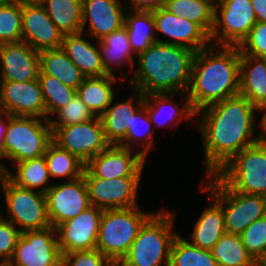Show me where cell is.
Listing matches in <instances>:
<instances>
[{"mask_svg":"<svg viewBox=\"0 0 266 266\" xmlns=\"http://www.w3.org/2000/svg\"><path fill=\"white\" fill-rule=\"evenodd\" d=\"M10 221L20 232L41 230L51 226L45 193L25 189L13 183L5 174L0 177Z\"/></svg>","mask_w":266,"mask_h":266,"instance_id":"cell-9","label":"cell"},{"mask_svg":"<svg viewBox=\"0 0 266 266\" xmlns=\"http://www.w3.org/2000/svg\"><path fill=\"white\" fill-rule=\"evenodd\" d=\"M169 266H217L212 251L198 248L179 234L171 246Z\"/></svg>","mask_w":266,"mask_h":266,"instance_id":"cell-36","label":"cell"},{"mask_svg":"<svg viewBox=\"0 0 266 266\" xmlns=\"http://www.w3.org/2000/svg\"><path fill=\"white\" fill-rule=\"evenodd\" d=\"M39 73L40 52L24 41L0 44L1 82L33 81Z\"/></svg>","mask_w":266,"mask_h":266,"instance_id":"cell-19","label":"cell"},{"mask_svg":"<svg viewBox=\"0 0 266 266\" xmlns=\"http://www.w3.org/2000/svg\"><path fill=\"white\" fill-rule=\"evenodd\" d=\"M38 79L46 105V119L50 120L49 114H54L66 106L75 97L77 90L63 84L51 75L39 74Z\"/></svg>","mask_w":266,"mask_h":266,"instance_id":"cell-37","label":"cell"},{"mask_svg":"<svg viewBox=\"0 0 266 266\" xmlns=\"http://www.w3.org/2000/svg\"><path fill=\"white\" fill-rule=\"evenodd\" d=\"M56 235L57 230L52 226L21 232L8 263L12 266H61L62 254Z\"/></svg>","mask_w":266,"mask_h":266,"instance_id":"cell-12","label":"cell"},{"mask_svg":"<svg viewBox=\"0 0 266 266\" xmlns=\"http://www.w3.org/2000/svg\"><path fill=\"white\" fill-rule=\"evenodd\" d=\"M257 22H266V0H251Z\"/></svg>","mask_w":266,"mask_h":266,"instance_id":"cell-47","label":"cell"},{"mask_svg":"<svg viewBox=\"0 0 266 266\" xmlns=\"http://www.w3.org/2000/svg\"><path fill=\"white\" fill-rule=\"evenodd\" d=\"M216 175L233 191L266 197V147L244 148Z\"/></svg>","mask_w":266,"mask_h":266,"instance_id":"cell-8","label":"cell"},{"mask_svg":"<svg viewBox=\"0 0 266 266\" xmlns=\"http://www.w3.org/2000/svg\"><path fill=\"white\" fill-rule=\"evenodd\" d=\"M174 96H175V93H151V94L145 95L144 104L146 105V109H147V112H148V115L150 117L152 124L160 126L161 124L163 125V124H165L164 122H167L169 120H171L170 123H172V120H173V125H174V122L176 125L177 124L176 121L179 120V117H180V119L181 118H183V119H186V118L189 119L190 118L191 119L193 116H195V112L191 108V105H190V102L188 100L187 95L185 96L186 97V100H185L186 103H185L183 108H180L178 106V104L173 101L172 98ZM150 102H151V104H150ZM167 104H169L170 107ZM173 104H175V105H173ZM165 107L167 109L169 108L170 112L166 111ZM165 111L167 113H165ZM162 112H164V115L165 114L167 115L169 113L167 115L168 117L165 116L166 119H165V117L163 119L164 115ZM163 120H164V122H163Z\"/></svg>","mask_w":266,"mask_h":266,"instance_id":"cell-32","label":"cell"},{"mask_svg":"<svg viewBox=\"0 0 266 266\" xmlns=\"http://www.w3.org/2000/svg\"><path fill=\"white\" fill-rule=\"evenodd\" d=\"M155 19V31L171 37L173 40L158 42L168 43L187 47L195 52L207 47L209 35L197 24L188 18L176 16L165 8H160L152 12Z\"/></svg>","mask_w":266,"mask_h":266,"instance_id":"cell-20","label":"cell"},{"mask_svg":"<svg viewBox=\"0 0 266 266\" xmlns=\"http://www.w3.org/2000/svg\"><path fill=\"white\" fill-rule=\"evenodd\" d=\"M44 157L50 178L69 176V181L83 176L85 163L53 141L49 144Z\"/></svg>","mask_w":266,"mask_h":266,"instance_id":"cell-35","label":"cell"},{"mask_svg":"<svg viewBox=\"0 0 266 266\" xmlns=\"http://www.w3.org/2000/svg\"><path fill=\"white\" fill-rule=\"evenodd\" d=\"M16 165L17 173L15 175L0 163V177L5 174L17 186L30 190L39 188L38 191L42 193H46L51 188L52 185L47 184L50 176L44 156L27 159L16 163Z\"/></svg>","mask_w":266,"mask_h":266,"instance_id":"cell-26","label":"cell"},{"mask_svg":"<svg viewBox=\"0 0 266 266\" xmlns=\"http://www.w3.org/2000/svg\"><path fill=\"white\" fill-rule=\"evenodd\" d=\"M138 207L103 210L96 249L115 266L127 254L140 228L153 215Z\"/></svg>","mask_w":266,"mask_h":266,"instance_id":"cell-5","label":"cell"},{"mask_svg":"<svg viewBox=\"0 0 266 266\" xmlns=\"http://www.w3.org/2000/svg\"><path fill=\"white\" fill-rule=\"evenodd\" d=\"M142 126V127H141ZM144 126V127H143ZM152 123L148 115L146 105L143 104L132 117L131 127L128 128L126 138L119 144V146L132 149V142L143 140L146 145L142 150L138 151L145 159L153 144V131L151 128ZM144 128V129H143Z\"/></svg>","mask_w":266,"mask_h":266,"instance_id":"cell-38","label":"cell"},{"mask_svg":"<svg viewBox=\"0 0 266 266\" xmlns=\"http://www.w3.org/2000/svg\"><path fill=\"white\" fill-rule=\"evenodd\" d=\"M239 94L257 108L266 104V58L241 55Z\"/></svg>","mask_w":266,"mask_h":266,"instance_id":"cell-24","label":"cell"},{"mask_svg":"<svg viewBox=\"0 0 266 266\" xmlns=\"http://www.w3.org/2000/svg\"><path fill=\"white\" fill-rule=\"evenodd\" d=\"M39 74L54 76L63 84L76 90L86 78L61 48L40 52Z\"/></svg>","mask_w":266,"mask_h":266,"instance_id":"cell-28","label":"cell"},{"mask_svg":"<svg viewBox=\"0 0 266 266\" xmlns=\"http://www.w3.org/2000/svg\"><path fill=\"white\" fill-rule=\"evenodd\" d=\"M174 216L163 208L153 214L117 266H169L171 246L178 235L172 231Z\"/></svg>","mask_w":266,"mask_h":266,"instance_id":"cell-4","label":"cell"},{"mask_svg":"<svg viewBox=\"0 0 266 266\" xmlns=\"http://www.w3.org/2000/svg\"><path fill=\"white\" fill-rule=\"evenodd\" d=\"M52 141L85 164L110 145L105 138L100 117L88 122L55 127L52 130Z\"/></svg>","mask_w":266,"mask_h":266,"instance_id":"cell-11","label":"cell"},{"mask_svg":"<svg viewBox=\"0 0 266 266\" xmlns=\"http://www.w3.org/2000/svg\"><path fill=\"white\" fill-rule=\"evenodd\" d=\"M0 266H12V265L9 263H0Z\"/></svg>","mask_w":266,"mask_h":266,"instance_id":"cell-52","label":"cell"},{"mask_svg":"<svg viewBox=\"0 0 266 266\" xmlns=\"http://www.w3.org/2000/svg\"><path fill=\"white\" fill-rule=\"evenodd\" d=\"M20 236V230L0 215V263H8L12 259Z\"/></svg>","mask_w":266,"mask_h":266,"instance_id":"cell-44","label":"cell"},{"mask_svg":"<svg viewBox=\"0 0 266 266\" xmlns=\"http://www.w3.org/2000/svg\"><path fill=\"white\" fill-rule=\"evenodd\" d=\"M217 266H257V262L246 251L240 235L224 233L211 249Z\"/></svg>","mask_w":266,"mask_h":266,"instance_id":"cell-34","label":"cell"},{"mask_svg":"<svg viewBox=\"0 0 266 266\" xmlns=\"http://www.w3.org/2000/svg\"><path fill=\"white\" fill-rule=\"evenodd\" d=\"M63 37L41 3L22 4V41L41 52L61 48Z\"/></svg>","mask_w":266,"mask_h":266,"instance_id":"cell-18","label":"cell"},{"mask_svg":"<svg viewBox=\"0 0 266 266\" xmlns=\"http://www.w3.org/2000/svg\"><path fill=\"white\" fill-rule=\"evenodd\" d=\"M238 47L240 55L266 58V22H257Z\"/></svg>","mask_w":266,"mask_h":266,"instance_id":"cell-42","label":"cell"},{"mask_svg":"<svg viewBox=\"0 0 266 266\" xmlns=\"http://www.w3.org/2000/svg\"><path fill=\"white\" fill-rule=\"evenodd\" d=\"M255 111L257 107L238 94L195 113L201 117L199 131L202 133L208 176L215 175L244 148L256 144Z\"/></svg>","mask_w":266,"mask_h":266,"instance_id":"cell-1","label":"cell"},{"mask_svg":"<svg viewBox=\"0 0 266 266\" xmlns=\"http://www.w3.org/2000/svg\"><path fill=\"white\" fill-rule=\"evenodd\" d=\"M240 237L246 251L257 263L266 259V216L254 221Z\"/></svg>","mask_w":266,"mask_h":266,"instance_id":"cell-40","label":"cell"},{"mask_svg":"<svg viewBox=\"0 0 266 266\" xmlns=\"http://www.w3.org/2000/svg\"><path fill=\"white\" fill-rule=\"evenodd\" d=\"M97 42L104 69L109 75H115L112 71L113 65L121 66V64L127 62L131 65V68L134 66V53L129 44L128 32L124 26Z\"/></svg>","mask_w":266,"mask_h":266,"instance_id":"cell-30","label":"cell"},{"mask_svg":"<svg viewBox=\"0 0 266 266\" xmlns=\"http://www.w3.org/2000/svg\"><path fill=\"white\" fill-rule=\"evenodd\" d=\"M5 116V119L4 117ZM9 123V114L6 112L0 111V158H4V141L6 129Z\"/></svg>","mask_w":266,"mask_h":266,"instance_id":"cell-46","label":"cell"},{"mask_svg":"<svg viewBox=\"0 0 266 266\" xmlns=\"http://www.w3.org/2000/svg\"><path fill=\"white\" fill-rule=\"evenodd\" d=\"M195 53L184 46L153 43L137 56L138 69L133 78L129 79L132 88L144 95L181 92L186 95Z\"/></svg>","mask_w":266,"mask_h":266,"instance_id":"cell-3","label":"cell"},{"mask_svg":"<svg viewBox=\"0 0 266 266\" xmlns=\"http://www.w3.org/2000/svg\"><path fill=\"white\" fill-rule=\"evenodd\" d=\"M45 195L48 218L55 229L92 206L83 176L58 185L52 184Z\"/></svg>","mask_w":266,"mask_h":266,"instance_id":"cell-13","label":"cell"},{"mask_svg":"<svg viewBox=\"0 0 266 266\" xmlns=\"http://www.w3.org/2000/svg\"><path fill=\"white\" fill-rule=\"evenodd\" d=\"M102 213V209L91 206L60 224L56 230L61 254L96 249Z\"/></svg>","mask_w":266,"mask_h":266,"instance_id":"cell-16","label":"cell"},{"mask_svg":"<svg viewBox=\"0 0 266 266\" xmlns=\"http://www.w3.org/2000/svg\"><path fill=\"white\" fill-rule=\"evenodd\" d=\"M132 89L133 95L135 93L138 99L136 102H132L133 98L130 97L125 102H119L112 106L110 104L100 116L105 138L110 145H119L126 138L133 114L144 104L145 95L137 89Z\"/></svg>","mask_w":266,"mask_h":266,"instance_id":"cell-22","label":"cell"},{"mask_svg":"<svg viewBox=\"0 0 266 266\" xmlns=\"http://www.w3.org/2000/svg\"><path fill=\"white\" fill-rule=\"evenodd\" d=\"M0 111L11 116L46 119V105L39 79L27 82H1Z\"/></svg>","mask_w":266,"mask_h":266,"instance_id":"cell-17","label":"cell"},{"mask_svg":"<svg viewBox=\"0 0 266 266\" xmlns=\"http://www.w3.org/2000/svg\"><path fill=\"white\" fill-rule=\"evenodd\" d=\"M117 80L115 75L109 74L101 77H86L77 88V95L97 117H100L113 102L112 86Z\"/></svg>","mask_w":266,"mask_h":266,"instance_id":"cell-27","label":"cell"},{"mask_svg":"<svg viewBox=\"0 0 266 266\" xmlns=\"http://www.w3.org/2000/svg\"><path fill=\"white\" fill-rule=\"evenodd\" d=\"M20 3H41L43 0H17Z\"/></svg>","mask_w":266,"mask_h":266,"instance_id":"cell-49","label":"cell"},{"mask_svg":"<svg viewBox=\"0 0 266 266\" xmlns=\"http://www.w3.org/2000/svg\"><path fill=\"white\" fill-rule=\"evenodd\" d=\"M92 206L102 210L138 206L137 190L141 177L102 179L84 177Z\"/></svg>","mask_w":266,"mask_h":266,"instance_id":"cell-15","label":"cell"},{"mask_svg":"<svg viewBox=\"0 0 266 266\" xmlns=\"http://www.w3.org/2000/svg\"><path fill=\"white\" fill-rule=\"evenodd\" d=\"M61 49L86 77L108 75L98 49L82 37V32L64 35Z\"/></svg>","mask_w":266,"mask_h":266,"instance_id":"cell-23","label":"cell"},{"mask_svg":"<svg viewBox=\"0 0 266 266\" xmlns=\"http://www.w3.org/2000/svg\"><path fill=\"white\" fill-rule=\"evenodd\" d=\"M42 119L34 116L9 115L4 141V158L16 164L45 155L52 142V129L49 120L44 119L43 122Z\"/></svg>","mask_w":266,"mask_h":266,"instance_id":"cell-7","label":"cell"},{"mask_svg":"<svg viewBox=\"0 0 266 266\" xmlns=\"http://www.w3.org/2000/svg\"><path fill=\"white\" fill-rule=\"evenodd\" d=\"M257 266H266V263L263 261V262H259L258 264H257Z\"/></svg>","mask_w":266,"mask_h":266,"instance_id":"cell-51","label":"cell"},{"mask_svg":"<svg viewBox=\"0 0 266 266\" xmlns=\"http://www.w3.org/2000/svg\"><path fill=\"white\" fill-rule=\"evenodd\" d=\"M131 6H126V11L129 14L125 16L124 27L128 32L129 44L133 53L138 56L145 52L153 43L158 42V38L153 35L156 30L155 19L152 12L145 11H130ZM153 30V31H152Z\"/></svg>","mask_w":266,"mask_h":266,"instance_id":"cell-29","label":"cell"},{"mask_svg":"<svg viewBox=\"0 0 266 266\" xmlns=\"http://www.w3.org/2000/svg\"><path fill=\"white\" fill-rule=\"evenodd\" d=\"M256 23L251 0H220L214 6V26L209 36L214 43L210 44L239 46Z\"/></svg>","mask_w":266,"mask_h":266,"instance_id":"cell-10","label":"cell"},{"mask_svg":"<svg viewBox=\"0 0 266 266\" xmlns=\"http://www.w3.org/2000/svg\"><path fill=\"white\" fill-rule=\"evenodd\" d=\"M136 11L153 12L164 8L167 0H130Z\"/></svg>","mask_w":266,"mask_h":266,"instance_id":"cell-45","label":"cell"},{"mask_svg":"<svg viewBox=\"0 0 266 266\" xmlns=\"http://www.w3.org/2000/svg\"><path fill=\"white\" fill-rule=\"evenodd\" d=\"M41 4L63 35L82 32V0H43Z\"/></svg>","mask_w":266,"mask_h":266,"instance_id":"cell-31","label":"cell"},{"mask_svg":"<svg viewBox=\"0 0 266 266\" xmlns=\"http://www.w3.org/2000/svg\"><path fill=\"white\" fill-rule=\"evenodd\" d=\"M214 6L212 0H167L164 8L176 16L188 18L210 36L214 26Z\"/></svg>","mask_w":266,"mask_h":266,"instance_id":"cell-33","label":"cell"},{"mask_svg":"<svg viewBox=\"0 0 266 266\" xmlns=\"http://www.w3.org/2000/svg\"><path fill=\"white\" fill-rule=\"evenodd\" d=\"M264 110L265 112L263 113L262 119L260 122V127H261V130L263 131H262V134L258 135V137L256 138V143L258 145L266 147V104L261 105L257 108V111H264Z\"/></svg>","mask_w":266,"mask_h":266,"instance_id":"cell-48","label":"cell"},{"mask_svg":"<svg viewBox=\"0 0 266 266\" xmlns=\"http://www.w3.org/2000/svg\"><path fill=\"white\" fill-rule=\"evenodd\" d=\"M208 177L210 181L200 190L222 206L226 233L240 235L254 221L266 216V197L233 191L216 174Z\"/></svg>","mask_w":266,"mask_h":266,"instance_id":"cell-6","label":"cell"},{"mask_svg":"<svg viewBox=\"0 0 266 266\" xmlns=\"http://www.w3.org/2000/svg\"><path fill=\"white\" fill-rule=\"evenodd\" d=\"M220 47L222 50L218 54L209 53ZM240 58L238 46L210 44L195 53L187 91L195 113L239 94Z\"/></svg>","mask_w":266,"mask_h":266,"instance_id":"cell-2","label":"cell"},{"mask_svg":"<svg viewBox=\"0 0 266 266\" xmlns=\"http://www.w3.org/2000/svg\"><path fill=\"white\" fill-rule=\"evenodd\" d=\"M22 41V3L0 4V44Z\"/></svg>","mask_w":266,"mask_h":266,"instance_id":"cell-39","label":"cell"},{"mask_svg":"<svg viewBox=\"0 0 266 266\" xmlns=\"http://www.w3.org/2000/svg\"><path fill=\"white\" fill-rule=\"evenodd\" d=\"M13 0H0V4H3V3H8V2H11Z\"/></svg>","mask_w":266,"mask_h":266,"instance_id":"cell-50","label":"cell"},{"mask_svg":"<svg viewBox=\"0 0 266 266\" xmlns=\"http://www.w3.org/2000/svg\"><path fill=\"white\" fill-rule=\"evenodd\" d=\"M211 198V206H208L198 218L190 242L198 248L208 250H211L226 232L223 208L213 197Z\"/></svg>","mask_w":266,"mask_h":266,"instance_id":"cell-25","label":"cell"},{"mask_svg":"<svg viewBox=\"0 0 266 266\" xmlns=\"http://www.w3.org/2000/svg\"><path fill=\"white\" fill-rule=\"evenodd\" d=\"M61 266H115L98 249L62 254Z\"/></svg>","mask_w":266,"mask_h":266,"instance_id":"cell-43","label":"cell"},{"mask_svg":"<svg viewBox=\"0 0 266 266\" xmlns=\"http://www.w3.org/2000/svg\"><path fill=\"white\" fill-rule=\"evenodd\" d=\"M119 145H109L85 164L83 177L114 179L140 177L146 159L139 153ZM133 154V155H132Z\"/></svg>","mask_w":266,"mask_h":266,"instance_id":"cell-14","label":"cell"},{"mask_svg":"<svg viewBox=\"0 0 266 266\" xmlns=\"http://www.w3.org/2000/svg\"><path fill=\"white\" fill-rule=\"evenodd\" d=\"M82 33L89 22V33L101 40L124 26L121 0H82Z\"/></svg>","mask_w":266,"mask_h":266,"instance_id":"cell-21","label":"cell"},{"mask_svg":"<svg viewBox=\"0 0 266 266\" xmlns=\"http://www.w3.org/2000/svg\"><path fill=\"white\" fill-rule=\"evenodd\" d=\"M55 114L58 120H49L52 130L55 127H64L67 125L88 122L97 118L77 94L66 106L59 109Z\"/></svg>","mask_w":266,"mask_h":266,"instance_id":"cell-41","label":"cell"}]
</instances>
